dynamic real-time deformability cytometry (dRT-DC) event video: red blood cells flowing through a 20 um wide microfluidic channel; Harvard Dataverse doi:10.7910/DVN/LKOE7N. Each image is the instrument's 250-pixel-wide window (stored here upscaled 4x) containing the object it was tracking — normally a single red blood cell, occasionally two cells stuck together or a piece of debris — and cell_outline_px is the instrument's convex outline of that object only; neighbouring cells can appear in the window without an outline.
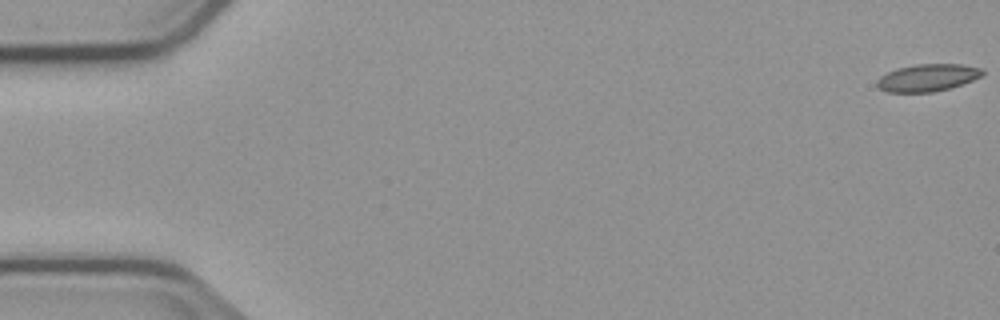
{"species": "common noctule bat (a hibernating species)", "species_latin": "Nyctalus noctula", "temperature_condition": "cold", "stored_images_in_passage": 7, "camera_frame_rate_fps": 3000, "um_per_image_px": 0.085, "animal": {"sex": "male", "body_mass_g": 23.1, "forearm_length_mm": 52.7}, "frame": {"image": 1, "passage_image": 1, "time_ms": 0.0, "image_size_px": [1000, 320], "cell_outline_px": [[984, 72], [980, 76], [972, 80], [948, 88], [932, 92], [888, 92], [880, 88], [876, 84], [876, 80], [880, 76], [896, 68], [916, 64], [960, 64], [984, 68]], "centroid_in_image_um": [78.82, 6.59], "position_along_channel_um": 6.2, "area_um2": 16.65}}
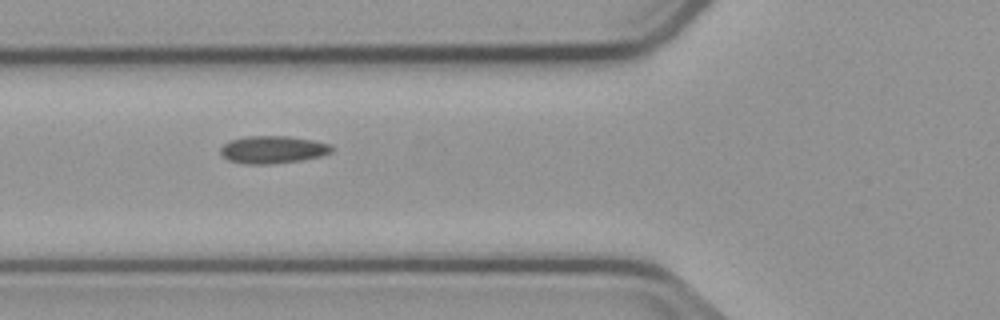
{"frame": {"image": 2, "passage_image": 6, "time_ms": 6.667, "image_size_px": [1000, 320], "cell_outline_px": [[332, 152], [320, 156], [300, 160], [272, 164], [248, 164], [228, 160], [220, 152], [220, 148], [228, 140], [244, 136], [288, 136], [312, 140], [328, 144], [332, 148]], "centroid_in_image_um": [23.14, 12.71], "position_along_channel_um": 102.7, "area_um2": 17.74}}
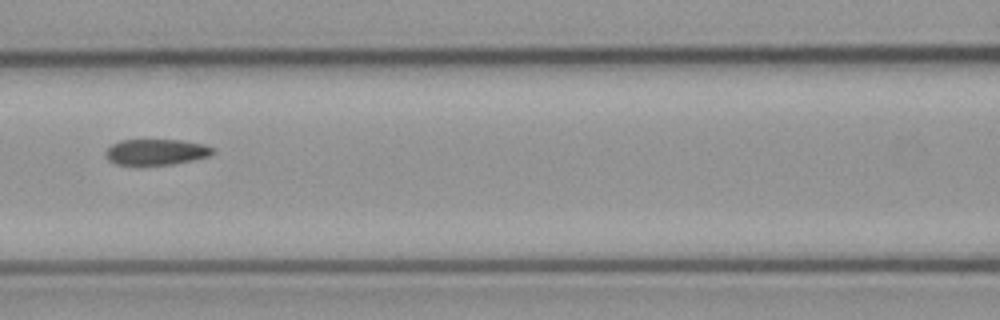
{"frame": {"image": 3, "passage_image": 7, "time_ms": 8.0, "image_size_px": [1000, 320], "cell_outline_px": [[216, 152], [208, 156], [168, 164], [116, 164], [108, 160], [104, 152], [112, 144], [120, 140], [184, 140], [204, 144], [216, 148]], "centroid_in_image_um": [13.28, 12.89], "position_along_channel_um": 153.3, "area_um2": 15.95}}